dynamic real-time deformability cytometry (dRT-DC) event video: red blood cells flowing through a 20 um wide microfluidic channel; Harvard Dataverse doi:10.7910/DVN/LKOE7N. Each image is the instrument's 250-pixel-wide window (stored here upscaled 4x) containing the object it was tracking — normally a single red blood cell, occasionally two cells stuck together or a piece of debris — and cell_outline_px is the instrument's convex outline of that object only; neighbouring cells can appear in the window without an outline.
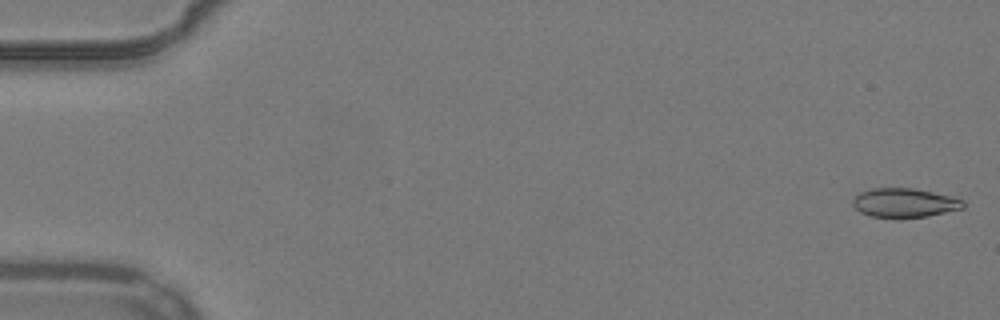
{"species": "common noctule bat (a hibernating species)", "species_latin": "Nyctalus noctula", "temperature_condition": "warm", "stored_images_in_passage": 8, "camera_frame_rate_fps": 3000, "um_per_image_px": 0.085, "animal": {"sex": "male", "body_mass_g": 19.2, "forearm_length_mm": 51.8}, "frame": {"image": 1, "passage_image": 1, "time_ms": 0.0, "image_size_px": [1000, 320], "cell_outline_px": [[964, 208], [928, 216], [872, 216], [860, 212], [852, 204], [852, 200], [860, 192], [872, 188], [912, 188], [952, 196], [964, 200]], "centroid_in_image_um": [76.9, 17.21], "position_along_channel_um": 8.1, "area_um2": 18.32}}